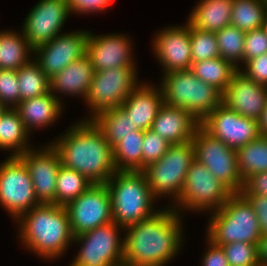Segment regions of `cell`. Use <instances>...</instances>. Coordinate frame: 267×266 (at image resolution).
<instances>
[{
  "mask_svg": "<svg viewBox=\"0 0 267 266\" xmlns=\"http://www.w3.org/2000/svg\"><path fill=\"white\" fill-rule=\"evenodd\" d=\"M124 228V266H164L183 244L182 218L172 206Z\"/></svg>",
  "mask_w": 267,
  "mask_h": 266,
  "instance_id": "obj_1",
  "label": "cell"
},
{
  "mask_svg": "<svg viewBox=\"0 0 267 266\" xmlns=\"http://www.w3.org/2000/svg\"><path fill=\"white\" fill-rule=\"evenodd\" d=\"M50 142L61 164L84 175L92 184L107 183L116 172L112 147L92 120H81Z\"/></svg>",
  "mask_w": 267,
  "mask_h": 266,
  "instance_id": "obj_2",
  "label": "cell"
},
{
  "mask_svg": "<svg viewBox=\"0 0 267 266\" xmlns=\"http://www.w3.org/2000/svg\"><path fill=\"white\" fill-rule=\"evenodd\" d=\"M17 222L23 245L42 259L60 257L73 242L65 206L41 203L21 215Z\"/></svg>",
  "mask_w": 267,
  "mask_h": 266,
  "instance_id": "obj_3",
  "label": "cell"
},
{
  "mask_svg": "<svg viewBox=\"0 0 267 266\" xmlns=\"http://www.w3.org/2000/svg\"><path fill=\"white\" fill-rule=\"evenodd\" d=\"M112 221L125 228L154 216L153 196L142 171H116L107 181Z\"/></svg>",
  "mask_w": 267,
  "mask_h": 266,
  "instance_id": "obj_4",
  "label": "cell"
},
{
  "mask_svg": "<svg viewBox=\"0 0 267 266\" xmlns=\"http://www.w3.org/2000/svg\"><path fill=\"white\" fill-rule=\"evenodd\" d=\"M207 238L217 246L231 242L257 244L261 238L259 223L250 202L233 193L224 205L212 212Z\"/></svg>",
  "mask_w": 267,
  "mask_h": 266,
  "instance_id": "obj_5",
  "label": "cell"
},
{
  "mask_svg": "<svg viewBox=\"0 0 267 266\" xmlns=\"http://www.w3.org/2000/svg\"><path fill=\"white\" fill-rule=\"evenodd\" d=\"M162 77L164 103L190 112L200 124L222 103V93L191 70L172 71Z\"/></svg>",
  "mask_w": 267,
  "mask_h": 266,
  "instance_id": "obj_6",
  "label": "cell"
},
{
  "mask_svg": "<svg viewBox=\"0 0 267 266\" xmlns=\"http://www.w3.org/2000/svg\"><path fill=\"white\" fill-rule=\"evenodd\" d=\"M195 160L193 141L173 144L164 156L146 166L142 172L153 196L157 199L168 195L176 202L183 189L187 171Z\"/></svg>",
  "mask_w": 267,
  "mask_h": 266,
  "instance_id": "obj_7",
  "label": "cell"
},
{
  "mask_svg": "<svg viewBox=\"0 0 267 266\" xmlns=\"http://www.w3.org/2000/svg\"><path fill=\"white\" fill-rule=\"evenodd\" d=\"M233 192L219 181L202 163L194 160L187 171L183 189L173 209L212 212L221 208Z\"/></svg>",
  "mask_w": 267,
  "mask_h": 266,
  "instance_id": "obj_8",
  "label": "cell"
},
{
  "mask_svg": "<svg viewBox=\"0 0 267 266\" xmlns=\"http://www.w3.org/2000/svg\"><path fill=\"white\" fill-rule=\"evenodd\" d=\"M122 229L112 221L74 236L73 242L81 248L70 266H123L124 239L119 234Z\"/></svg>",
  "mask_w": 267,
  "mask_h": 266,
  "instance_id": "obj_9",
  "label": "cell"
},
{
  "mask_svg": "<svg viewBox=\"0 0 267 266\" xmlns=\"http://www.w3.org/2000/svg\"><path fill=\"white\" fill-rule=\"evenodd\" d=\"M192 141L195 159L233 193H240L244 180L238 168L236 149L213 137L201 125L197 128Z\"/></svg>",
  "mask_w": 267,
  "mask_h": 266,
  "instance_id": "obj_10",
  "label": "cell"
},
{
  "mask_svg": "<svg viewBox=\"0 0 267 266\" xmlns=\"http://www.w3.org/2000/svg\"><path fill=\"white\" fill-rule=\"evenodd\" d=\"M136 69V67H119L94 73L89 93L84 101L91 109L88 120L102 111L121 106L139 85Z\"/></svg>",
  "mask_w": 267,
  "mask_h": 266,
  "instance_id": "obj_11",
  "label": "cell"
},
{
  "mask_svg": "<svg viewBox=\"0 0 267 266\" xmlns=\"http://www.w3.org/2000/svg\"><path fill=\"white\" fill-rule=\"evenodd\" d=\"M0 164V205L15 221L41 204L25 163L18 156H9Z\"/></svg>",
  "mask_w": 267,
  "mask_h": 266,
  "instance_id": "obj_12",
  "label": "cell"
},
{
  "mask_svg": "<svg viewBox=\"0 0 267 266\" xmlns=\"http://www.w3.org/2000/svg\"><path fill=\"white\" fill-rule=\"evenodd\" d=\"M65 208L73 236L112 222L111 197L106 183L92 184Z\"/></svg>",
  "mask_w": 267,
  "mask_h": 266,
  "instance_id": "obj_13",
  "label": "cell"
},
{
  "mask_svg": "<svg viewBox=\"0 0 267 266\" xmlns=\"http://www.w3.org/2000/svg\"><path fill=\"white\" fill-rule=\"evenodd\" d=\"M89 31L65 32L33 49L34 61L45 75L52 79L71 62L87 53ZM38 56V57H37Z\"/></svg>",
  "mask_w": 267,
  "mask_h": 266,
  "instance_id": "obj_14",
  "label": "cell"
},
{
  "mask_svg": "<svg viewBox=\"0 0 267 266\" xmlns=\"http://www.w3.org/2000/svg\"><path fill=\"white\" fill-rule=\"evenodd\" d=\"M69 15L66 0H40L26 16L21 32L34 49L60 35Z\"/></svg>",
  "mask_w": 267,
  "mask_h": 266,
  "instance_id": "obj_15",
  "label": "cell"
},
{
  "mask_svg": "<svg viewBox=\"0 0 267 266\" xmlns=\"http://www.w3.org/2000/svg\"><path fill=\"white\" fill-rule=\"evenodd\" d=\"M200 125L213 137L234 149L245 146L260 135L257 120L246 118L223 103Z\"/></svg>",
  "mask_w": 267,
  "mask_h": 266,
  "instance_id": "obj_16",
  "label": "cell"
},
{
  "mask_svg": "<svg viewBox=\"0 0 267 266\" xmlns=\"http://www.w3.org/2000/svg\"><path fill=\"white\" fill-rule=\"evenodd\" d=\"M43 148H30L18 157L28 169L38 201L55 204L56 179L61 159L52 143Z\"/></svg>",
  "mask_w": 267,
  "mask_h": 266,
  "instance_id": "obj_17",
  "label": "cell"
},
{
  "mask_svg": "<svg viewBox=\"0 0 267 266\" xmlns=\"http://www.w3.org/2000/svg\"><path fill=\"white\" fill-rule=\"evenodd\" d=\"M153 53L163 66V73L190 70L192 52L190 42V23L184 26H169L153 38Z\"/></svg>",
  "mask_w": 267,
  "mask_h": 266,
  "instance_id": "obj_18",
  "label": "cell"
},
{
  "mask_svg": "<svg viewBox=\"0 0 267 266\" xmlns=\"http://www.w3.org/2000/svg\"><path fill=\"white\" fill-rule=\"evenodd\" d=\"M130 41L122 33L96 36L89 32L86 55L95 72L119 67H136Z\"/></svg>",
  "mask_w": 267,
  "mask_h": 266,
  "instance_id": "obj_19",
  "label": "cell"
},
{
  "mask_svg": "<svg viewBox=\"0 0 267 266\" xmlns=\"http://www.w3.org/2000/svg\"><path fill=\"white\" fill-rule=\"evenodd\" d=\"M222 103L240 115L259 120L267 104V87L248 78L238 69L232 76Z\"/></svg>",
  "mask_w": 267,
  "mask_h": 266,
  "instance_id": "obj_20",
  "label": "cell"
},
{
  "mask_svg": "<svg viewBox=\"0 0 267 266\" xmlns=\"http://www.w3.org/2000/svg\"><path fill=\"white\" fill-rule=\"evenodd\" d=\"M199 126V121L190 112L163 103L151 130L173 145L191 141Z\"/></svg>",
  "mask_w": 267,
  "mask_h": 266,
  "instance_id": "obj_21",
  "label": "cell"
},
{
  "mask_svg": "<svg viewBox=\"0 0 267 266\" xmlns=\"http://www.w3.org/2000/svg\"><path fill=\"white\" fill-rule=\"evenodd\" d=\"M142 83L129 94L121 107L131 118L134 129L145 131L151 129L164 99L161 87L156 88L145 82Z\"/></svg>",
  "mask_w": 267,
  "mask_h": 266,
  "instance_id": "obj_22",
  "label": "cell"
},
{
  "mask_svg": "<svg viewBox=\"0 0 267 266\" xmlns=\"http://www.w3.org/2000/svg\"><path fill=\"white\" fill-rule=\"evenodd\" d=\"M95 70L87 55L71 62L66 68L50 79V91L55 95L81 96L84 101L89 93Z\"/></svg>",
  "mask_w": 267,
  "mask_h": 266,
  "instance_id": "obj_23",
  "label": "cell"
},
{
  "mask_svg": "<svg viewBox=\"0 0 267 266\" xmlns=\"http://www.w3.org/2000/svg\"><path fill=\"white\" fill-rule=\"evenodd\" d=\"M58 97L50 91L47 94L20 101L15 109L28 133H31L33 128L50 126L59 119L63 111V102Z\"/></svg>",
  "mask_w": 267,
  "mask_h": 266,
  "instance_id": "obj_24",
  "label": "cell"
},
{
  "mask_svg": "<svg viewBox=\"0 0 267 266\" xmlns=\"http://www.w3.org/2000/svg\"><path fill=\"white\" fill-rule=\"evenodd\" d=\"M233 0H200L188 21L193 27L216 33L231 25Z\"/></svg>",
  "mask_w": 267,
  "mask_h": 266,
  "instance_id": "obj_25",
  "label": "cell"
},
{
  "mask_svg": "<svg viewBox=\"0 0 267 266\" xmlns=\"http://www.w3.org/2000/svg\"><path fill=\"white\" fill-rule=\"evenodd\" d=\"M29 133L23 125L18 111L7 108L0 116V149L11 150L10 156H20L30 149Z\"/></svg>",
  "mask_w": 267,
  "mask_h": 266,
  "instance_id": "obj_26",
  "label": "cell"
},
{
  "mask_svg": "<svg viewBox=\"0 0 267 266\" xmlns=\"http://www.w3.org/2000/svg\"><path fill=\"white\" fill-rule=\"evenodd\" d=\"M31 52L33 48L23 32L0 31V69L18 70L33 60L29 57Z\"/></svg>",
  "mask_w": 267,
  "mask_h": 266,
  "instance_id": "obj_27",
  "label": "cell"
},
{
  "mask_svg": "<svg viewBox=\"0 0 267 266\" xmlns=\"http://www.w3.org/2000/svg\"><path fill=\"white\" fill-rule=\"evenodd\" d=\"M102 131L105 140L113 147L124 136L134 134V124L123 108L115 107L98 113L91 119Z\"/></svg>",
  "mask_w": 267,
  "mask_h": 266,
  "instance_id": "obj_28",
  "label": "cell"
},
{
  "mask_svg": "<svg viewBox=\"0 0 267 266\" xmlns=\"http://www.w3.org/2000/svg\"><path fill=\"white\" fill-rule=\"evenodd\" d=\"M144 131L124 136L112 147L116 171H142V144Z\"/></svg>",
  "mask_w": 267,
  "mask_h": 266,
  "instance_id": "obj_29",
  "label": "cell"
},
{
  "mask_svg": "<svg viewBox=\"0 0 267 266\" xmlns=\"http://www.w3.org/2000/svg\"><path fill=\"white\" fill-rule=\"evenodd\" d=\"M190 70L198 79L212 85L223 94L238 69L230 61L216 57L192 63Z\"/></svg>",
  "mask_w": 267,
  "mask_h": 266,
  "instance_id": "obj_30",
  "label": "cell"
},
{
  "mask_svg": "<svg viewBox=\"0 0 267 266\" xmlns=\"http://www.w3.org/2000/svg\"><path fill=\"white\" fill-rule=\"evenodd\" d=\"M267 17L266 0H233L231 25L248 32L265 25Z\"/></svg>",
  "mask_w": 267,
  "mask_h": 266,
  "instance_id": "obj_31",
  "label": "cell"
},
{
  "mask_svg": "<svg viewBox=\"0 0 267 266\" xmlns=\"http://www.w3.org/2000/svg\"><path fill=\"white\" fill-rule=\"evenodd\" d=\"M236 157L244 181L253 174L267 172V136L259 135L236 149Z\"/></svg>",
  "mask_w": 267,
  "mask_h": 266,
  "instance_id": "obj_32",
  "label": "cell"
},
{
  "mask_svg": "<svg viewBox=\"0 0 267 266\" xmlns=\"http://www.w3.org/2000/svg\"><path fill=\"white\" fill-rule=\"evenodd\" d=\"M91 185L92 183L84 175L61 164L56 179L55 204L66 206Z\"/></svg>",
  "mask_w": 267,
  "mask_h": 266,
  "instance_id": "obj_33",
  "label": "cell"
},
{
  "mask_svg": "<svg viewBox=\"0 0 267 266\" xmlns=\"http://www.w3.org/2000/svg\"><path fill=\"white\" fill-rule=\"evenodd\" d=\"M20 101L50 92V79L33 60L17 70Z\"/></svg>",
  "mask_w": 267,
  "mask_h": 266,
  "instance_id": "obj_34",
  "label": "cell"
},
{
  "mask_svg": "<svg viewBox=\"0 0 267 266\" xmlns=\"http://www.w3.org/2000/svg\"><path fill=\"white\" fill-rule=\"evenodd\" d=\"M245 33L232 25L215 33L220 57L230 61L237 69H240L241 62L244 65Z\"/></svg>",
  "mask_w": 267,
  "mask_h": 266,
  "instance_id": "obj_35",
  "label": "cell"
},
{
  "mask_svg": "<svg viewBox=\"0 0 267 266\" xmlns=\"http://www.w3.org/2000/svg\"><path fill=\"white\" fill-rule=\"evenodd\" d=\"M192 63L220 57L216 34L199 30L190 24Z\"/></svg>",
  "mask_w": 267,
  "mask_h": 266,
  "instance_id": "obj_36",
  "label": "cell"
},
{
  "mask_svg": "<svg viewBox=\"0 0 267 266\" xmlns=\"http://www.w3.org/2000/svg\"><path fill=\"white\" fill-rule=\"evenodd\" d=\"M221 247L229 266H261L258 261L257 244L231 242Z\"/></svg>",
  "mask_w": 267,
  "mask_h": 266,
  "instance_id": "obj_37",
  "label": "cell"
},
{
  "mask_svg": "<svg viewBox=\"0 0 267 266\" xmlns=\"http://www.w3.org/2000/svg\"><path fill=\"white\" fill-rule=\"evenodd\" d=\"M171 145L153 130H145L142 144V170L164 156Z\"/></svg>",
  "mask_w": 267,
  "mask_h": 266,
  "instance_id": "obj_38",
  "label": "cell"
},
{
  "mask_svg": "<svg viewBox=\"0 0 267 266\" xmlns=\"http://www.w3.org/2000/svg\"><path fill=\"white\" fill-rule=\"evenodd\" d=\"M0 102L8 108H15L20 103L17 70L0 69Z\"/></svg>",
  "mask_w": 267,
  "mask_h": 266,
  "instance_id": "obj_39",
  "label": "cell"
},
{
  "mask_svg": "<svg viewBox=\"0 0 267 266\" xmlns=\"http://www.w3.org/2000/svg\"><path fill=\"white\" fill-rule=\"evenodd\" d=\"M244 64L257 56L267 53V30L265 27L245 33Z\"/></svg>",
  "mask_w": 267,
  "mask_h": 266,
  "instance_id": "obj_40",
  "label": "cell"
},
{
  "mask_svg": "<svg viewBox=\"0 0 267 266\" xmlns=\"http://www.w3.org/2000/svg\"><path fill=\"white\" fill-rule=\"evenodd\" d=\"M244 65L245 70L240 69L242 73L257 84L267 87V53L252 58Z\"/></svg>",
  "mask_w": 267,
  "mask_h": 266,
  "instance_id": "obj_41",
  "label": "cell"
},
{
  "mask_svg": "<svg viewBox=\"0 0 267 266\" xmlns=\"http://www.w3.org/2000/svg\"><path fill=\"white\" fill-rule=\"evenodd\" d=\"M70 13L98 12L108 9L112 0H66Z\"/></svg>",
  "mask_w": 267,
  "mask_h": 266,
  "instance_id": "obj_42",
  "label": "cell"
},
{
  "mask_svg": "<svg viewBox=\"0 0 267 266\" xmlns=\"http://www.w3.org/2000/svg\"><path fill=\"white\" fill-rule=\"evenodd\" d=\"M251 204L256 214L261 236L267 234V196L243 195Z\"/></svg>",
  "mask_w": 267,
  "mask_h": 266,
  "instance_id": "obj_43",
  "label": "cell"
},
{
  "mask_svg": "<svg viewBox=\"0 0 267 266\" xmlns=\"http://www.w3.org/2000/svg\"><path fill=\"white\" fill-rule=\"evenodd\" d=\"M242 195L267 196V172L256 173L244 181Z\"/></svg>",
  "mask_w": 267,
  "mask_h": 266,
  "instance_id": "obj_44",
  "label": "cell"
},
{
  "mask_svg": "<svg viewBox=\"0 0 267 266\" xmlns=\"http://www.w3.org/2000/svg\"><path fill=\"white\" fill-rule=\"evenodd\" d=\"M208 241L209 249L205 251L201 259L202 266H229L226 259V255L221 246L213 244L210 240Z\"/></svg>",
  "mask_w": 267,
  "mask_h": 266,
  "instance_id": "obj_45",
  "label": "cell"
},
{
  "mask_svg": "<svg viewBox=\"0 0 267 266\" xmlns=\"http://www.w3.org/2000/svg\"><path fill=\"white\" fill-rule=\"evenodd\" d=\"M258 261L260 265L267 262V234L262 235L257 245Z\"/></svg>",
  "mask_w": 267,
  "mask_h": 266,
  "instance_id": "obj_46",
  "label": "cell"
},
{
  "mask_svg": "<svg viewBox=\"0 0 267 266\" xmlns=\"http://www.w3.org/2000/svg\"><path fill=\"white\" fill-rule=\"evenodd\" d=\"M259 133L262 136H267V104L258 120Z\"/></svg>",
  "mask_w": 267,
  "mask_h": 266,
  "instance_id": "obj_47",
  "label": "cell"
},
{
  "mask_svg": "<svg viewBox=\"0 0 267 266\" xmlns=\"http://www.w3.org/2000/svg\"><path fill=\"white\" fill-rule=\"evenodd\" d=\"M6 107L2 102H0V116L7 110Z\"/></svg>",
  "mask_w": 267,
  "mask_h": 266,
  "instance_id": "obj_48",
  "label": "cell"
},
{
  "mask_svg": "<svg viewBox=\"0 0 267 266\" xmlns=\"http://www.w3.org/2000/svg\"><path fill=\"white\" fill-rule=\"evenodd\" d=\"M264 27L266 28V30H267V17H266V22H265V25H264Z\"/></svg>",
  "mask_w": 267,
  "mask_h": 266,
  "instance_id": "obj_49",
  "label": "cell"
},
{
  "mask_svg": "<svg viewBox=\"0 0 267 266\" xmlns=\"http://www.w3.org/2000/svg\"><path fill=\"white\" fill-rule=\"evenodd\" d=\"M261 266H267V262L266 263H263Z\"/></svg>",
  "mask_w": 267,
  "mask_h": 266,
  "instance_id": "obj_50",
  "label": "cell"
}]
</instances>
